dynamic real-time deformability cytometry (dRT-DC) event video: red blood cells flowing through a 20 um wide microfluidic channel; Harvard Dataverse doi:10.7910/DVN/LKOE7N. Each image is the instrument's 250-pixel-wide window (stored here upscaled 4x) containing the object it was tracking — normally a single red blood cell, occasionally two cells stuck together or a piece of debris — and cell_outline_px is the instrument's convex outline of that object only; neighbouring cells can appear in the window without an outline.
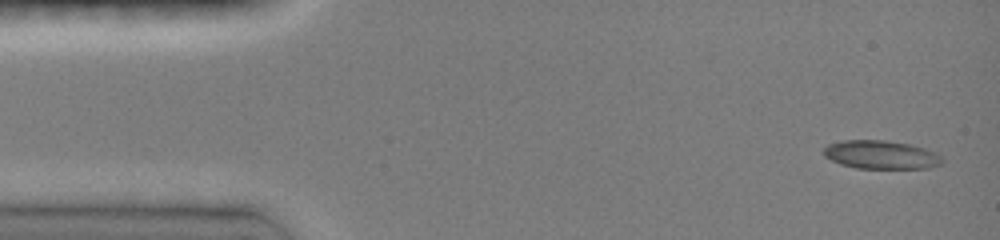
{"species": "common noctule bat (a hibernating species)", "species_latin": "Nyctalus noctula", "temperature_condition": "room temperature", "stored_images_in_passage": 27, "camera_frame_rate_fps": 3000, "um_per_image_px": 0.085, "animal": {"sex": "female", "body_mass_g": 19.0, "forearm_length_mm": 51.5}, "frame": {"image": 1, "passage_image": 1, "time_ms": 0.0, "image_size_px": [1000, 240], "cell_outline_px": [[944, 160], [940, 164], [928, 168], [856, 168], [840, 164], [824, 156], [824, 148], [828, 144], [844, 140], [888, 140], [908, 144], [924, 148], [936, 152]], "centroid_in_image_um": [74.88, 13.15], "position_along_channel_um": 10.1, "area_um2": 19.59}}
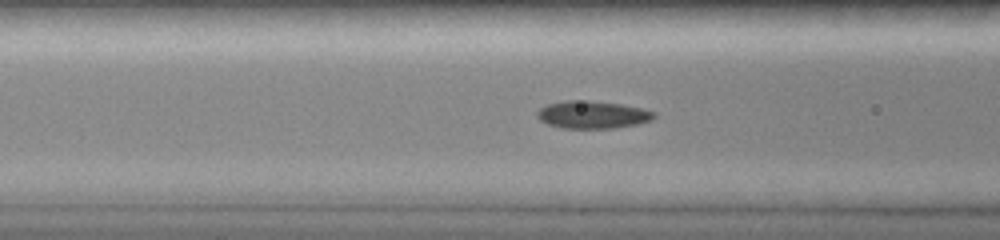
{"frame": {"image": 2, "passage_image": 21, "time_ms": 5.333, "image_size_px": [1000, 240], "cell_outline_px": [[656, 116], [652, 120], [636, 124], [612, 128], [560, 128], [548, 124], [540, 120], [536, 116], [536, 112], [540, 108], [548, 104], [564, 100], [588, 100], [620, 104], [644, 108], [656, 112]], "centroid_in_image_um": [50.36, 9.74], "position_along_channel_um": 116.2, "area_um2": 18.9}}
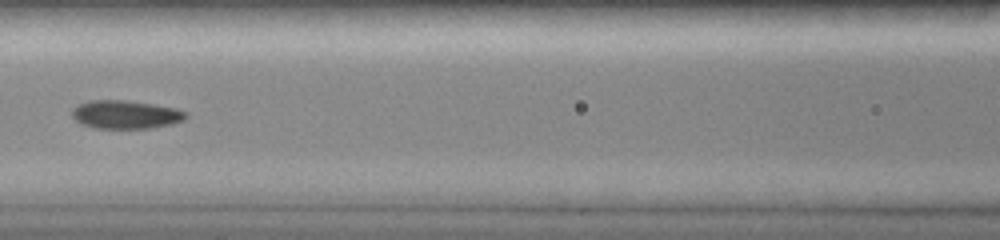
{"frame": {"image": 3, "passage_image": 24, "time_ms": 6.333, "image_size_px": [1000, 240], "cell_outline_px": [[188, 116], [184, 120], [172, 124], [152, 128], [96, 128], [80, 124], [72, 116], [72, 108], [76, 104], [88, 100], [124, 100], [152, 104], [176, 108], [188, 112]], "centroid_in_image_um": [10.67, 9.73], "position_along_channel_um": 155.9, "area_um2": 19.02}}